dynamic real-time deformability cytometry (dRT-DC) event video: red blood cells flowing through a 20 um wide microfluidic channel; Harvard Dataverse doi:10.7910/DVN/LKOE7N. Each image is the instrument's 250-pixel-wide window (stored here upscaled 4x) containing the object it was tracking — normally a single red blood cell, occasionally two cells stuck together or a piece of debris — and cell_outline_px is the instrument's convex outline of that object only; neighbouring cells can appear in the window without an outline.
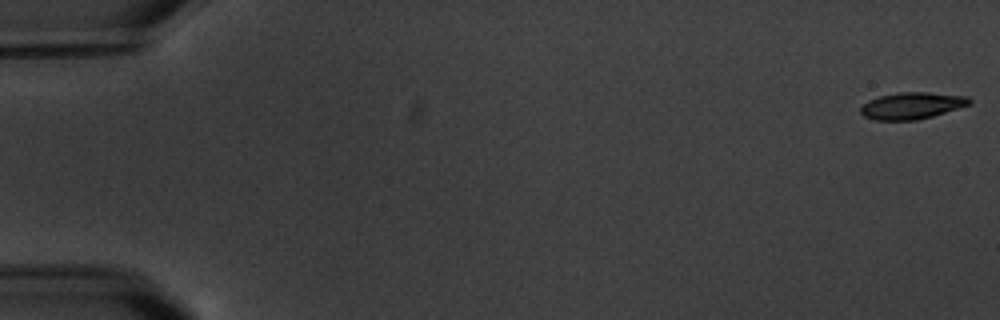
{"species": "common noctule bat (a hibernating species)", "species_latin": "Nyctalus noctula", "temperature_condition": "warm", "stored_images_in_passage": 7, "camera_frame_rate_fps": 3000, "um_per_image_px": 0.085, "animal": {"sex": "male", "body_mass_g": 20.1, "forearm_length_mm": 53.5}, "frame": {"image": 1, "passage_image": 1, "time_ms": 0.0, "image_size_px": [1000, 320], "cell_outline_px": [[972, 104], [932, 116], [916, 120], [876, 120], [864, 116], [860, 112], [860, 108], [868, 100], [880, 96], [900, 92], [928, 92], [968, 96], [972, 100]], "centroid_in_image_um": [77.53, 8.97], "position_along_channel_um": 7.5, "area_um2": 16.94}}
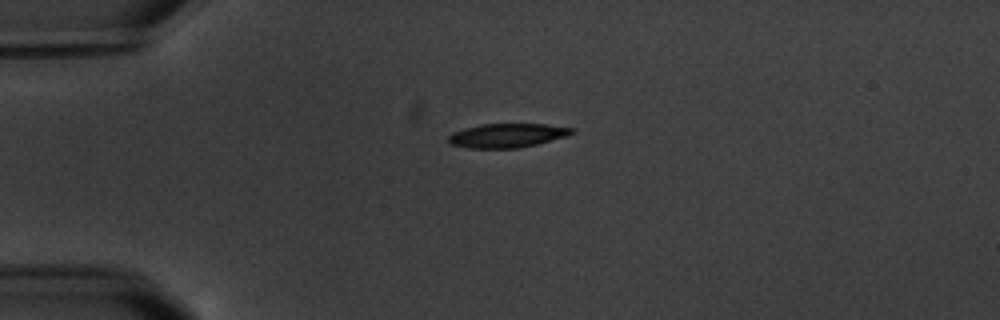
{"frame": {"image": 2, "passage_image": 5, "time_ms": 4.667, "image_size_px": [1000, 320], "cell_outline_px": [[576, 132], [568, 136], [520, 148], [468, 148], [448, 144], [448, 136], [452, 132], [464, 128], [484, 124], [544, 124], [576, 128]], "centroid_in_image_um": [43.12, 11.52], "position_along_channel_um": 41.9, "area_um2": 17.46}}